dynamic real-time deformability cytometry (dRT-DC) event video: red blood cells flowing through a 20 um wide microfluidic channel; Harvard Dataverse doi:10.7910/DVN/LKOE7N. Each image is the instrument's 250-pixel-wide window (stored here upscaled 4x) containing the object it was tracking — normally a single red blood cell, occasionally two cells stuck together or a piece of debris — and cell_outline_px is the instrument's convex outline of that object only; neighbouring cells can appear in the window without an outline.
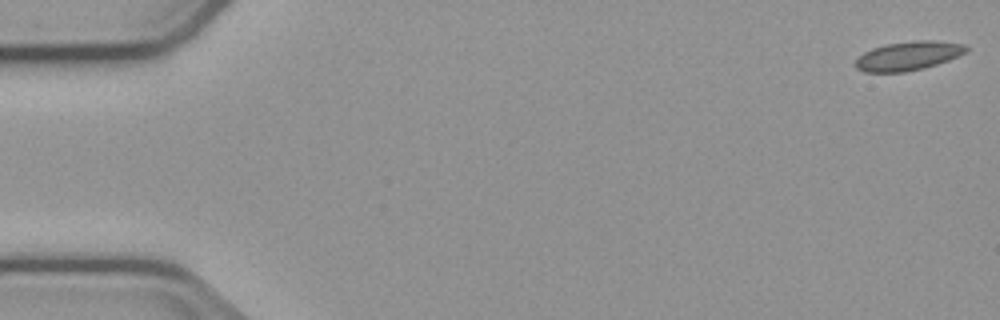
{"species": "common noctule bat (a hibernating species)", "species_latin": "Nyctalus noctula", "temperature_condition": "cold", "stored_images_in_passage": 49, "camera_frame_rate_fps": 3000, "um_per_image_px": 0.085, "animal": {"sex": "male", "body_mass_g": 23.1, "forearm_length_mm": 52.7}, "frame": {"image": 1, "passage_image": 1, "time_ms": 0.0, "image_size_px": [1000, 320], "cell_outline_px": [[968, 48], [964, 52], [948, 60], [924, 68], [904, 72], [864, 72], [856, 68], [856, 60], [864, 52], [872, 48], [888, 44], [916, 40], [936, 40], [964, 44]], "centroid_in_image_um": [77.19, 4.75], "position_along_channel_um": 7.8, "area_um2": 18.44}}
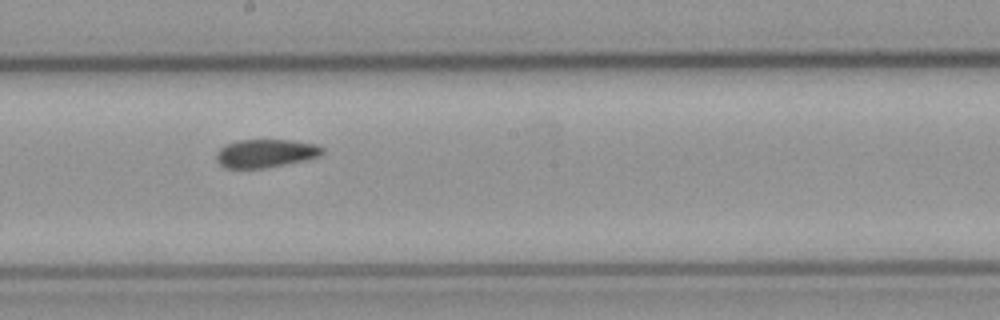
{"frame": {"image": 2, "passage_image": 30, "time_ms": 9.667, "image_size_px": [1000, 320], "cell_outline_px": [[324, 152], [320, 156], [304, 160], [264, 168], [224, 168], [216, 160], [216, 152], [220, 148], [236, 140], [288, 140], [316, 144], [324, 148]], "centroid_in_image_um": [22.56, 13.03], "position_along_channel_um": 225.6, "area_um2": 17.4}}
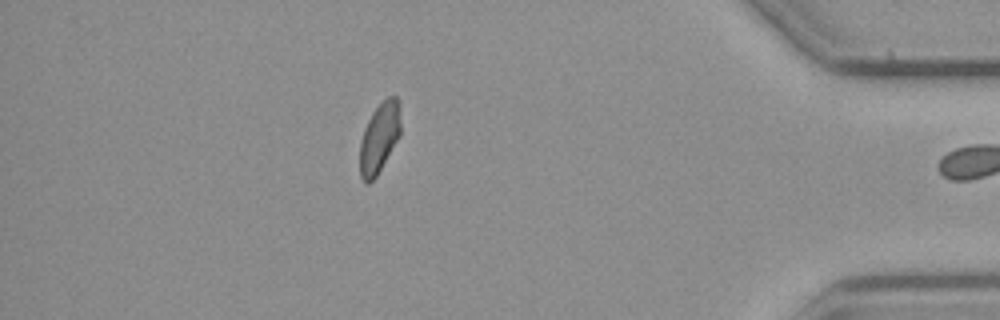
{"frame": {"image": 3, "passage_image": 48, "time_ms": 15.667, "image_size_px": [1000, 320], "cell_outline_px": [[400, 136], [376, 176], [368, 184], [364, 184], [360, 176], [360, 140], [364, 128], [372, 112], [388, 96], [396, 96], [400, 100]], "centroid_in_image_um": [32.25, 11.7], "position_along_channel_um": 403.0, "area_um2": 16.76}, "authors_computed_cell_mechanics": {"area_um2": 17.8602, "velocity_mm_per_s": 3.7376, "shape_relaxation_time_tau1_ms": null, "shape_relaxation_time_tau2_ms": 9.5784, "deformation_change_tau1": null, "deformation_change_tau2": 0.135}}